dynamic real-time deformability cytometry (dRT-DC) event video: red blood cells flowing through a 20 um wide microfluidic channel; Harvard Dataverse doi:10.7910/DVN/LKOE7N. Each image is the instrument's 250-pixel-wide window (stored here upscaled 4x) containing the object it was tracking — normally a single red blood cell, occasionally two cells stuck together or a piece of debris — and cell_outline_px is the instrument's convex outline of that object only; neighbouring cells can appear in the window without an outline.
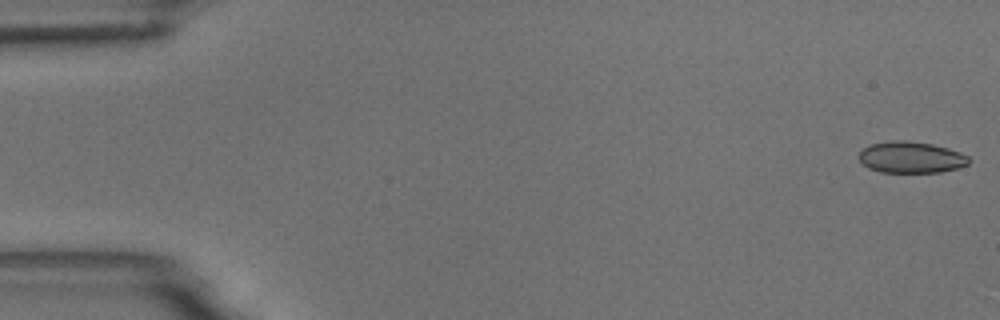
{"species": "common noctule bat (a hibernating species)", "species_latin": "Nyctalus noctula", "temperature_condition": "room temperature", "stored_images_in_passage": 5, "camera_frame_rate_fps": 3000, "um_per_image_px": 0.085, "animal": {"sex": "male", "body_mass_g": 18.8}, "frame": {"image": 1, "passage_image": 1, "time_ms": 0.0, "image_size_px": [1000, 320], "cell_outline_px": [[972, 160], [968, 164], [956, 168], [940, 172], [880, 172], [868, 168], [856, 156], [864, 148], [872, 144], [892, 140], [904, 140], [932, 144], [948, 148], [960, 152], [968, 156]], "centroid_in_image_um": [77.44, 13.37], "position_along_channel_um": 7.6, "area_um2": 20.11}}
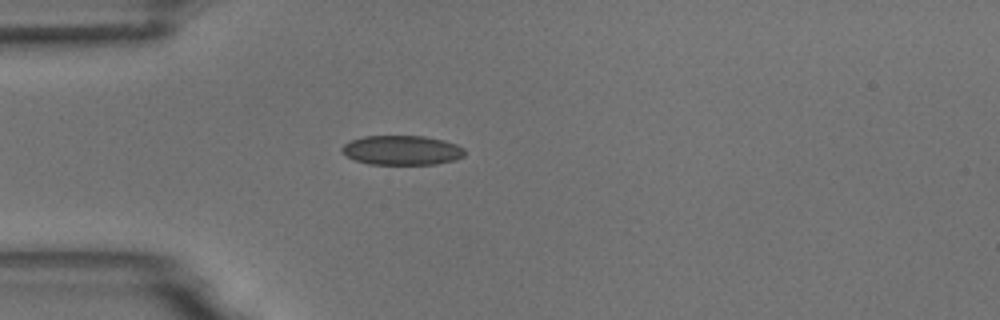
{"frame": {"image": 2, "passage_image": 5, "time_ms": 4.667, "image_size_px": [1000, 320], "cell_outline_px": [[464, 156], [456, 160], [436, 164], [368, 164], [356, 160], [340, 152], [340, 148], [344, 144], [352, 140], [364, 136], [424, 136], [444, 140], [456, 144], [464, 148]], "centroid_in_image_um": [34.17, 12.77], "position_along_channel_um": 50.8, "area_um2": 21.15}}